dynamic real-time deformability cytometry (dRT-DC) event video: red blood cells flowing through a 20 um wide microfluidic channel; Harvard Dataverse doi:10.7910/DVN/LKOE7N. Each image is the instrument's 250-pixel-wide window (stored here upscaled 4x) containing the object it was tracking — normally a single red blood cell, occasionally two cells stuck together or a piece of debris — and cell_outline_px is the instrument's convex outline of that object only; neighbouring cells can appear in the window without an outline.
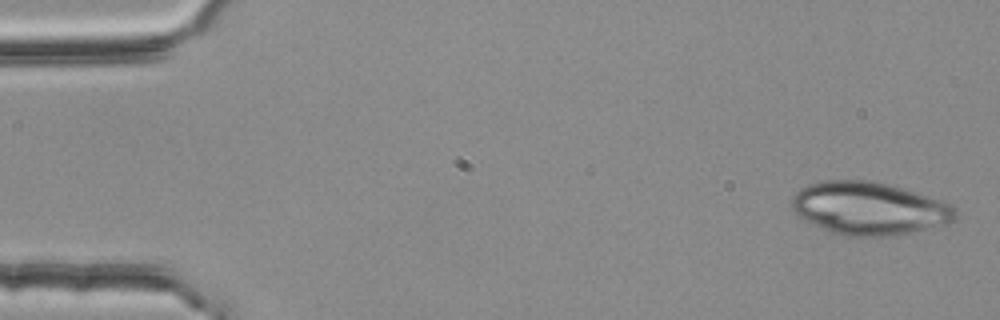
{"species": "common noctule bat (a hibernating species)", "species_latin": "Nyctalus noctula", "temperature_condition": "room temperature", "stored_images_in_passage": 4, "camera_frame_rate_fps": 3000, "um_per_image_px": 0.085, "animal": {"sex": "female", "body_mass_g": 25.1}, "frame": {"image": 1, "passage_image": 1, "time_ms": 0.0, "image_size_px": [1000, 320], "cell_outline_px": [[956, 220], [948, 224], [896, 236], [848, 236], [832, 232], [804, 220], [792, 208], [792, 196], [800, 188], [808, 184], [824, 180], [876, 180], [904, 188], [952, 204], [956, 208]], "centroid_in_image_um": [73.92, 17.7], "position_along_channel_um": 11.1, "area_um2": 50.75}}